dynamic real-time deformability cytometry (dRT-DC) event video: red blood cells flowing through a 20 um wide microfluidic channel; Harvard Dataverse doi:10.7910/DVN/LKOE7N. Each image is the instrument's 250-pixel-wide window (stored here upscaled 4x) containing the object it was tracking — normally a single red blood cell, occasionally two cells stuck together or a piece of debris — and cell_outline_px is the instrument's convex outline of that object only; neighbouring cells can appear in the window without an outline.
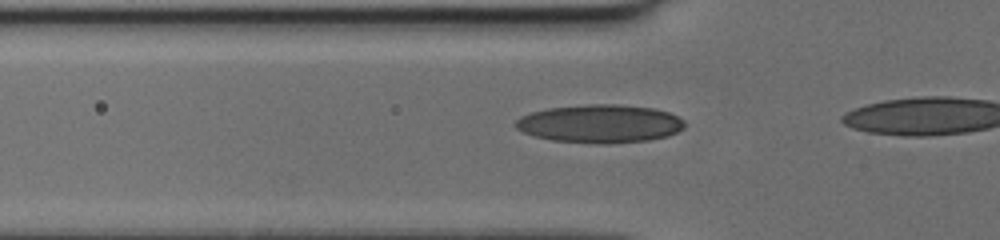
{"species": "human", "species_latin": "Homo sapiens", "temperature_condition": "cold", "stored_images_in_passage": 6, "camera_frame_rate_fps": 3000, "um_per_image_px": 0.085, "donor": {"sex": "female"}, "frame": {"image": 1, "passage_image": 4, "time_ms": 1.0, "image_size_px": [1000, 240], "cell_outline_px": [[684, 128], [668, 136], [648, 140], [604, 144], [600, 144], [552, 140], [532, 136], [516, 128], [516, 120], [520, 116], [532, 112], [548, 108], [588, 104], [616, 104], [652, 108], [668, 112], [684, 120]], "centroid_in_image_um": [50.99, 10.51], "position_along_channel_um": 74.8, "area_um2": 37.57}}